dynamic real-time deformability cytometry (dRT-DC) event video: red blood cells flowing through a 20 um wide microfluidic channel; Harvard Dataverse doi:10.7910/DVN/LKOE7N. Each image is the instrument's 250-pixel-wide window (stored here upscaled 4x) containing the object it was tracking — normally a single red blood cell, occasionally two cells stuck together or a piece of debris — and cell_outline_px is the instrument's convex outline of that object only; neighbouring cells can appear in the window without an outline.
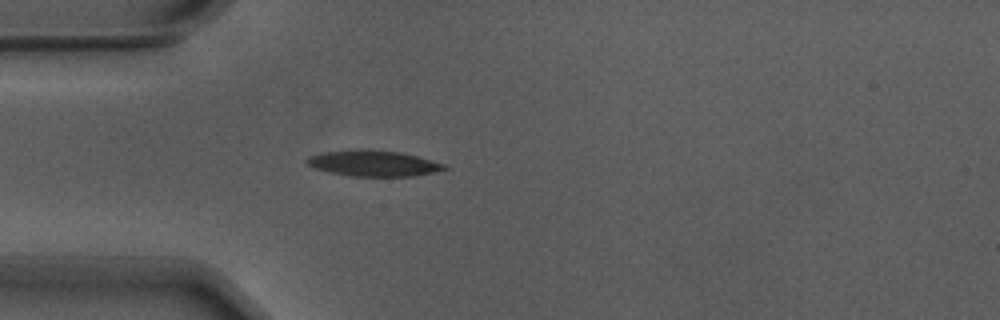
{"species": "Egyptian fruit bat (a non-hibernating species)", "species_latin": "Rousettus aegyptiacus", "temperature_condition": "warm", "stored_images_in_passage": 41, "camera_frame_rate_fps": 3000, "um_per_image_px": 0.085, "animal": {"sex": "male"}, "frame": {"image": 1, "passage_image": 1, "time_ms": 0.0, "image_size_px": [1000, 320], "cell_outline_px": [[448, 168], [432, 172], [412, 176], [352, 176], [332, 172], [316, 168], [308, 164], [304, 160], [308, 156], [324, 152], [360, 148], [396, 152], [416, 156], [444, 164]], "centroid_in_image_um": [31.69, 13.87], "position_along_channel_um": 53.3, "area_um2": 20.35}}
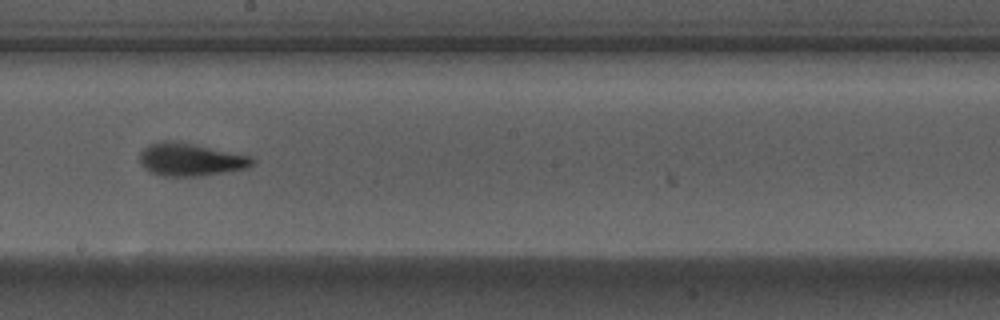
{"frame": {"image": 2, "passage_image": 16, "time_ms": 5.0, "image_size_px": [1000, 320], "cell_outline_px": [[256, 164], [248, 168], [200, 176], [164, 176], [152, 172], [144, 168], [140, 160], [140, 152], [148, 144], [160, 140], [172, 140], [252, 156], [256, 160]], "centroid_in_image_um": [16.21, 13.55], "position_along_channel_um": 232.0, "area_um2": 21.56}}
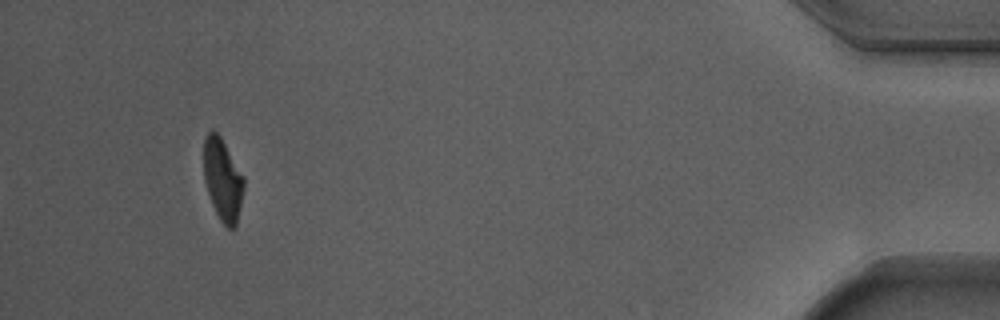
{"frame": {"image": 3, "passage_image": 37, "time_ms": 12.0, "image_size_px": [1000, 320], "cell_outline_px": [[244, 188], [236, 224], [232, 228], [228, 228], [220, 220], [212, 204], [204, 180], [204, 136], [208, 132], [216, 132], [220, 136], [244, 176]], "centroid_in_image_um": [18.92, 15.25], "position_along_channel_um": 416.3, "area_um2": 18.9}, "authors_computed_cell_mechanics": {"area_um2": 20.519, "velocity_mm_per_s": 3.7184, "shape_relaxation_time_tau1_ms": 3.4776, "shape_relaxation_time_tau2_ms": 1.8011, "deformation_change_tau1": 0.1454, "deformation_change_tau2": 0.0942}}